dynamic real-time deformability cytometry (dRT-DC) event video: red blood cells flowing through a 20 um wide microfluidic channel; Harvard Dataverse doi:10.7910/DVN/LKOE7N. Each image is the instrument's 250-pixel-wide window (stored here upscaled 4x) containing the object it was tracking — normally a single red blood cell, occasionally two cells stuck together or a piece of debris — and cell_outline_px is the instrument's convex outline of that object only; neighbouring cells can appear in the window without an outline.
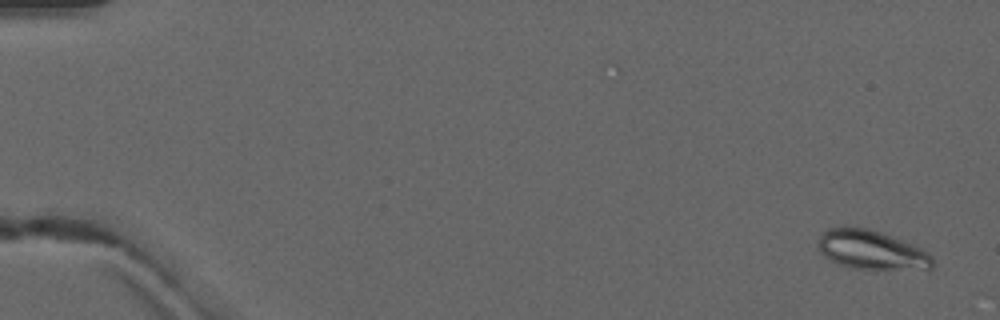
{"species": "common noctule bat (a hibernating species)", "species_latin": "Nyctalus noctula", "temperature_condition": "warm", "stored_images_in_passage": 4, "camera_frame_rate_fps": 3000, "um_per_image_px": 0.085, "animal": {"sex": "male", "forearm_length_mm": 52.5}, "frame": {"image": 1, "passage_image": 1, "time_ms": 0.0, "image_size_px": [1000, 320], "cell_outline_px": [[936, 264], [928, 272], [876, 272], [852, 268], [840, 264], [824, 256], [820, 252], [816, 244], [820, 232], [828, 228], [868, 228], [880, 232], [920, 248], [928, 252], [932, 256]], "centroid_in_image_um": [74.17, 21.35], "position_along_channel_um": 10.8, "area_um2": 27.46}}